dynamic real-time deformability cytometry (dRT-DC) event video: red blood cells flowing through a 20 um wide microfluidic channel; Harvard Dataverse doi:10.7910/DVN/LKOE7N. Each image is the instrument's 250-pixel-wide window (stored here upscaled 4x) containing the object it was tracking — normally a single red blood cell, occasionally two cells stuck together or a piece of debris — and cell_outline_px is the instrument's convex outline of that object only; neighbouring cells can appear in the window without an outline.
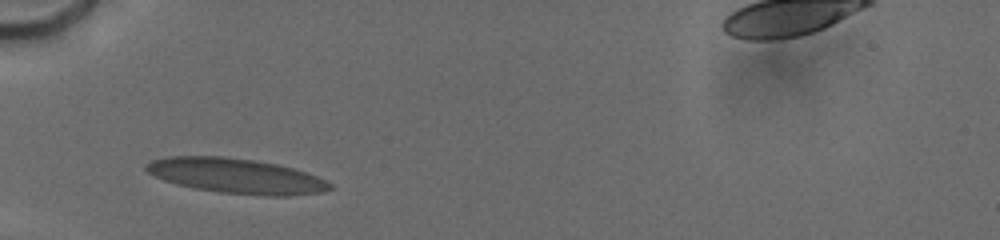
{"species": "human", "species_latin": "Homo sapiens", "temperature_condition": "cold", "stored_images_in_passage": 5, "camera_frame_rate_fps": 3000, "um_per_image_px": 0.085, "donor": {"sex": "male"}, "frame": {"image": 1, "passage_image": 2, "time_ms": 0.667, "image_size_px": [1000, 240], "cell_outline_px": [[332, 188], [324, 192], [288, 196], [268, 196], [220, 192], [192, 188], [176, 184], [164, 180], [148, 172], [144, 168], [144, 164], [152, 160], [168, 156], [224, 156], [252, 160], [276, 164], [292, 168], [316, 176], [332, 184]], "centroid_in_image_um": [20.04, 14.95], "position_along_channel_um": 65.0, "area_um2": 37.4}}
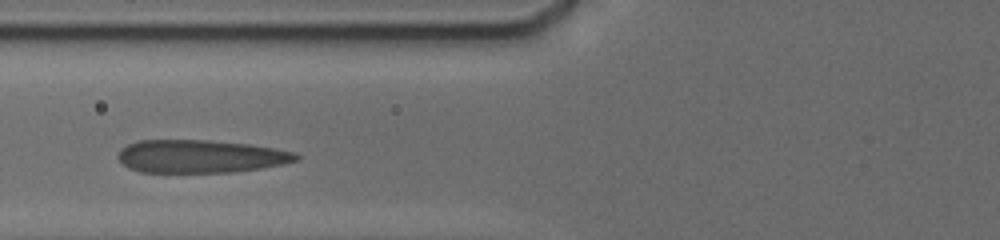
{"frame": {"image": 2, "passage_image": 4, "time_ms": 2.0, "image_size_px": [1000, 240], "cell_outline_px": [[304, 156], [300, 160], [284, 164], [260, 168], [232, 172], [140, 172], [128, 168], [116, 156], [120, 148], [136, 140], [208, 140], [248, 144], [296, 152]], "centroid_in_image_um": [17.05, 13.29], "position_along_channel_um": 108.7, "area_um2": 34.45}}